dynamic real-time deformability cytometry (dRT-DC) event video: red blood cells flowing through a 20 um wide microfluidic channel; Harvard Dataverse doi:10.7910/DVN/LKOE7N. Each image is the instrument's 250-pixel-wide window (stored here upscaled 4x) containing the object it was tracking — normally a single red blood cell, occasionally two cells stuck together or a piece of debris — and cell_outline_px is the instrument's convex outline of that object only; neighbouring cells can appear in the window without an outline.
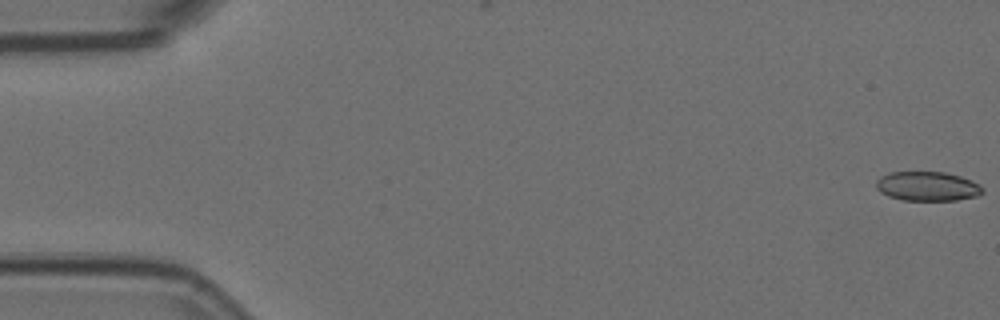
{"species": "Egyptian fruit bat (a non-hibernating species)", "species_latin": "Rousettus aegyptiacus", "temperature_condition": "room temperature", "stored_images_in_passage": 57, "camera_frame_rate_fps": 3000, "um_per_image_px": 0.085, "animal": {"sex": "female"}, "frame": {"image": 1, "passage_image": 1, "time_ms": 0.0, "image_size_px": [1000, 320], "cell_outline_px": [[984, 192], [976, 196], [956, 200], [904, 200], [888, 196], [880, 192], [876, 188], [876, 180], [880, 176], [888, 172], [944, 172], [960, 176], [972, 180], [980, 184], [984, 188]], "centroid_in_image_um": [78.83, 15.82], "position_along_channel_um": 6.2, "area_um2": 18.32}}
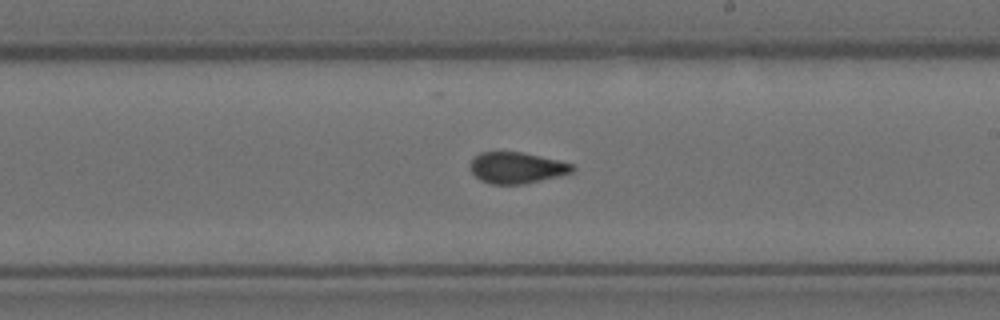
{"frame": {"image": 2, "passage_image": 33, "time_ms": 10.667, "image_size_px": [1000, 320], "cell_outline_px": [[576, 168], [572, 172], [524, 184], [492, 184], [480, 180], [472, 172], [472, 160], [480, 152], [520, 152], [540, 156], [572, 164]], "centroid_in_image_um": [43.92, 14.26], "position_along_channel_um": 245.1, "area_um2": 18.15}}
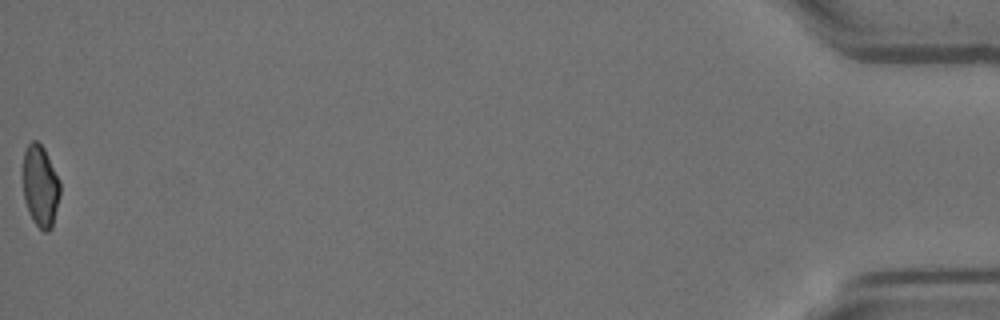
{"frame": {"image": 3, "passage_image": 57, "time_ms": 18.667, "image_size_px": [1000, 320], "cell_outline_px": [[60, 196], [52, 228], [48, 232], [44, 232], [32, 220], [28, 212], [24, 200], [24, 152], [28, 144], [32, 140], [36, 140], [44, 148], [60, 180]], "centroid_in_image_um": [3.45, 15.84], "position_along_channel_um": 431.8, "area_um2": 17.69}, "authors_computed_cell_mechanics": {"area_um2": 19.074, "velocity_mm_per_s": 3.6144, "shape_relaxation_time_tau1_ms": null, "shape_relaxation_time_tau2_ms": 1.4394, "deformation_change_tau1": null, "deformation_change_tau2": 0.0486}}